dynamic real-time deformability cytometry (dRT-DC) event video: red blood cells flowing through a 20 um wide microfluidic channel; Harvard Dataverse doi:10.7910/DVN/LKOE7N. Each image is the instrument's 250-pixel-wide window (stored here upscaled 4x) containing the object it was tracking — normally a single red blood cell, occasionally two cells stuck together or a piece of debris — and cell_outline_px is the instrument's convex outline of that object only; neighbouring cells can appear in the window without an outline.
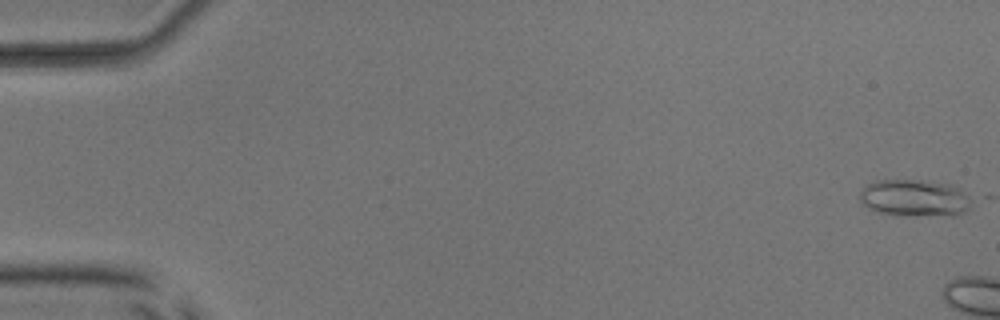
{"species": "common noctule bat (a hibernating species)", "species_latin": "Nyctalus noctula", "temperature_condition": "room temperature", "stored_images_in_passage": 8, "camera_frame_rate_fps": 3000, "um_per_image_px": 0.085, "animal": {"sex": "male", "body_mass_g": 17.9, "forearm_length_mm": 54.2}, "frame": {"image": 1, "passage_image": 1, "time_ms": 0.0, "image_size_px": [1000, 320], "cell_outline_px": [[968, 208], [964, 212], [956, 216], [896, 216], [876, 212], [868, 208], [860, 200], [860, 192], [868, 184], [876, 180], [928, 180], [952, 184], [960, 188], [968, 196]], "centroid_in_image_um": [77.73, 16.85], "position_along_channel_um": 7.3, "area_um2": 24.51}}